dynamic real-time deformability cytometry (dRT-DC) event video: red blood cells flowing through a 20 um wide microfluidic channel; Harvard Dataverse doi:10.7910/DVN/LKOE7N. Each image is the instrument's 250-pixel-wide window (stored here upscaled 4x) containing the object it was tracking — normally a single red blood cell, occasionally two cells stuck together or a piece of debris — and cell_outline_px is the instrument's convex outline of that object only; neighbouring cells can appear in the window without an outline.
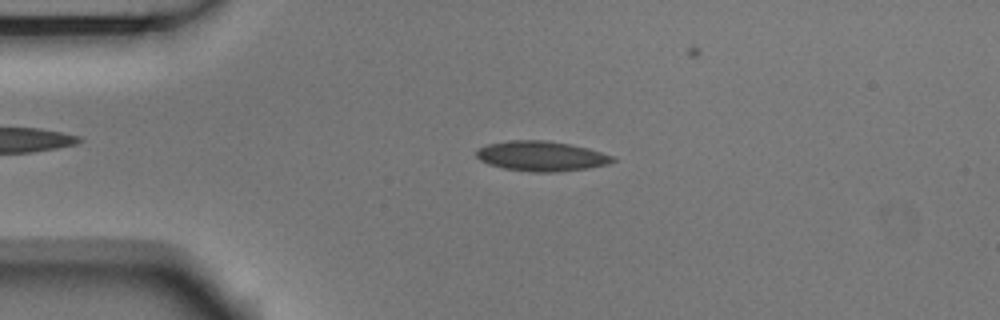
{"species": "Egyptian fruit bat (a non-hibernating species)", "species_latin": "Rousettus aegyptiacus", "temperature_condition": "room temperature", "stored_images_in_passage": 42, "camera_frame_rate_fps": 3000, "um_per_image_px": 0.085, "animal": {"sex": "male"}, "frame": {"image": 1, "passage_image": 11, "time_ms": 3.333, "image_size_px": [1000, 320], "cell_outline_px": [[616, 160], [608, 164], [588, 168], [556, 172], [532, 172], [504, 168], [488, 164], [480, 160], [476, 156], [476, 148], [488, 144], [508, 140], [544, 140], [568, 144], [588, 148], [612, 156]], "centroid_in_image_um": [45.97, 13.27], "position_along_channel_um": 39.0, "area_um2": 23.76}}
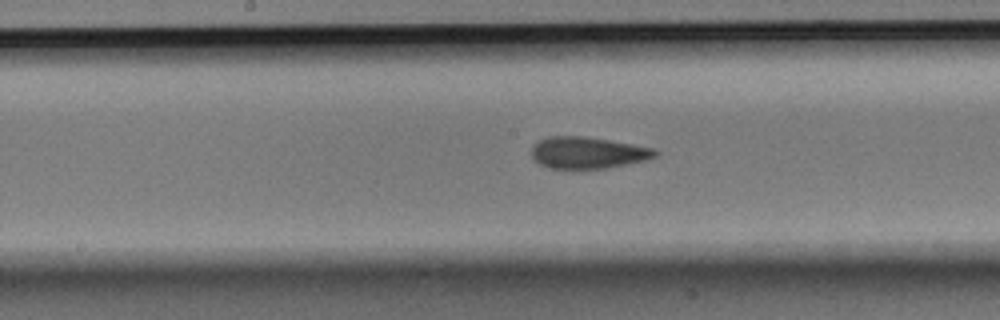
{"frame": {"image": 2, "passage_image": 26, "time_ms": 8.333, "image_size_px": [1000, 320], "cell_outline_px": [[660, 152], [656, 156], [644, 160], [608, 168], [548, 168], [540, 164], [532, 156], [532, 148], [540, 140], [548, 136], [584, 136], [632, 144], [652, 148]], "centroid_in_image_um": [49.96, 12.98], "position_along_channel_um": 198.2, "area_um2": 22.48}}
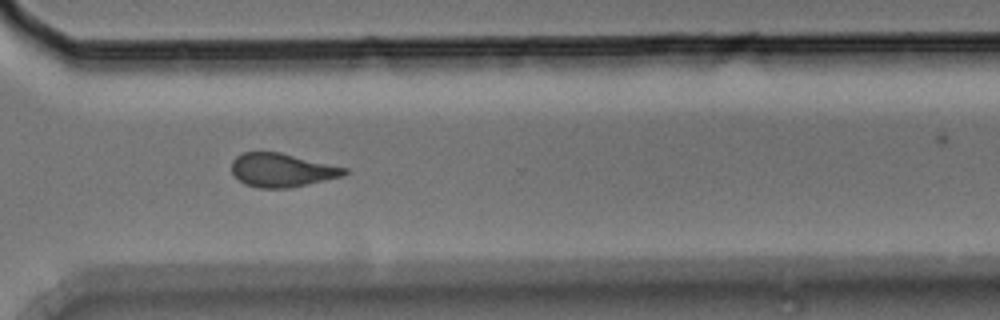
{"frame": {"image": 3, "passage_image": 38, "time_ms": 12.333, "image_size_px": [1000, 320], "cell_outline_px": [[348, 172], [344, 176], [288, 188], [260, 188], [244, 184], [232, 172], [232, 160], [236, 156], [244, 152], [280, 152], [348, 168]], "centroid_in_image_um": [23.97, 14.45], "position_along_channel_um": 346.6, "area_um2": 22.02}}